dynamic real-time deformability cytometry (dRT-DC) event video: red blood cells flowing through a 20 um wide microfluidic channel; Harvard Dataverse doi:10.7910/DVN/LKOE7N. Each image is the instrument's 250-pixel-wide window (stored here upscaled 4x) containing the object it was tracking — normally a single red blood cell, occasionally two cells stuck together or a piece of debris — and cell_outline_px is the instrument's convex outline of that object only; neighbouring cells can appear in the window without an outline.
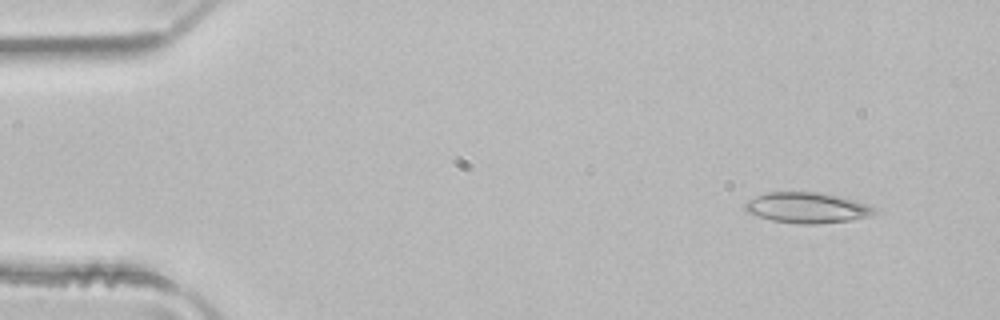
{"species": "common noctule bat (a hibernating species)", "species_latin": "Nyctalus noctula", "temperature_condition": "room temperature", "stored_images_in_passage": 4, "camera_frame_rate_fps": 3000, "um_per_image_px": 0.085, "animal": {"sex": "male", "body_mass_g": 21.5, "forearm_length_mm": 52.0}, "frame": {"image": 1, "passage_image": 1, "time_ms": 0.0, "image_size_px": [1000, 320], "cell_outline_px": [[880, 212], [872, 216], [848, 220], [816, 224], [800, 224], [772, 220], [748, 212], [744, 208], [744, 204], [748, 200], [756, 196], [768, 192], [816, 192], [836, 196], [852, 200], [876, 208]], "centroid_in_image_um": [68.61, 17.66], "position_along_channel_um": 16.4, "area_um2": 22.77}}